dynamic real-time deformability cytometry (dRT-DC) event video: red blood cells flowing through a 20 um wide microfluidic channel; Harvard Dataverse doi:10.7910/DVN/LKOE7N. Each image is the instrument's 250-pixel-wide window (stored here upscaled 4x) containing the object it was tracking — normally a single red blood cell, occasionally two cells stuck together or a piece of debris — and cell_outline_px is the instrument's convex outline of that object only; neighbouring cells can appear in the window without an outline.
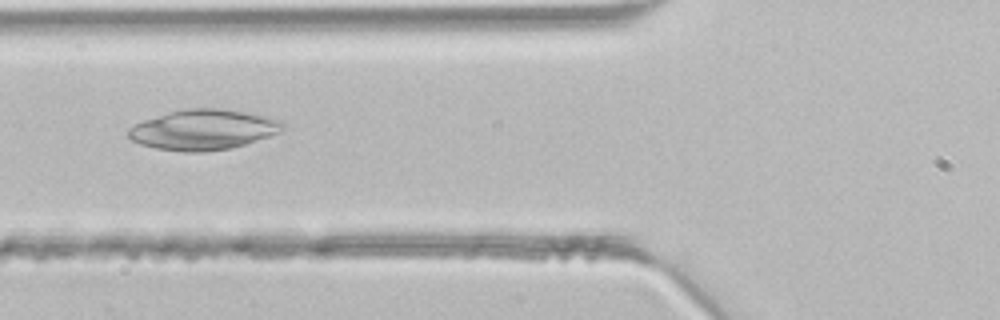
{"species": "common noctule bat (a hibernating species)", "species_latin": "Nyctalus noctula", "temperature_condition": "room temperature", "stored_images_in_passage": 33, "camera_frame_rate_fps": 3000, "um_per_image_px": 0.085, "animal": {"sex": "male", "body_mass_g": 21.5, "forearm_length_mm": 52.0}, "frame": {"image": 1, "passage_image": 8, "time_ms": 2.333, "image_size_px": [1000, 320], "cell_outline_px": [[284, 128], [280, 132], [244, 144], [228, 148], [204, 152], [184, 152], [156, 148], [140, 144], [132, 140], [128, 136], [128, 128], [144, 120], [168, 112], [188, 108], [216, 108], [244, 112], [268, 116], [280, 120], [284, 124]], "centroid_in_image_um": [17.27, 11.02], "position_along_channel_um": 108.5, "area_um2": 35.95}}
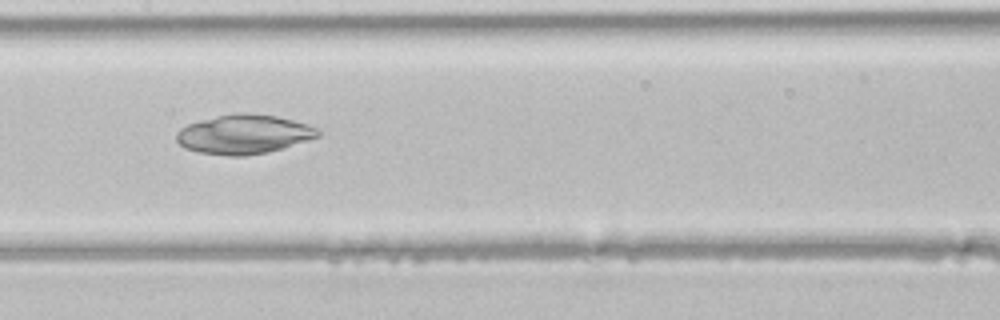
{"frame": {"image": 2, "passage_image": 13, "time_ms": 4.0, "image_size_px": [1000, 320], "cell_outline_px": [[320, 136], [308, 140], [268, 152], [244, 156], [228, 156], [200, 152], [184, 148], [176, 140], [176, 132], [180, 128], [188, 124], [200, 120], [216, 116], [236, 112], [248, 112], [276, 116], [308, 124], [320, 128]], "centroid_in_image_um": [20.73, 11.4], "position_along_channel_um": 186.7, "area_um2": 32.54}}
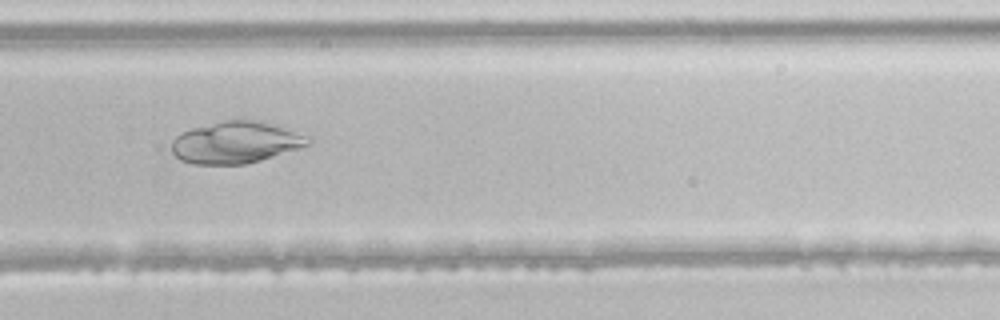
{"frame": {"image": 3, "passage_image": 21, "time_ms": 6.667, "image_size_px": [1000, 320], "cell_outline_px": [[312, 140], [304, 148], [260, 160], [244, 164], [192, 164], [180, 160], [172, 152], [172, 140], [180, 132], [192, 128], [224, 120], [264, 120], [312, 136]], "centroid_in_image_um": [20.11, 12.09], "position_along_channel_um": 309.7, "area_um2": 33.81}}